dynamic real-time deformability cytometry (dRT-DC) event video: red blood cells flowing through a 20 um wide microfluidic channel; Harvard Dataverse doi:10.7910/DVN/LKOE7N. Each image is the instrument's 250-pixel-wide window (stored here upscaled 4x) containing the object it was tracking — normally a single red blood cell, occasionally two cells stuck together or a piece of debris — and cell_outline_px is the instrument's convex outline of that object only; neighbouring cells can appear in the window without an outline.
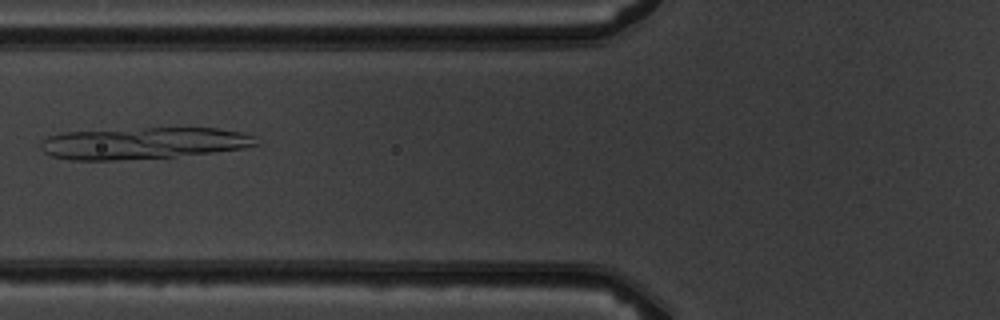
{"species": "common noctule bat (a hibernating species)", "species_latin": "Nyctalus noctula", "temperature_condition": "warm", "stored_images_in_passage": 4, "camera_frame_rate_fps": 3000, "um_per_image_px": 0.085, "animal": {"sex": "male", "body_mass_g": 19.5, "forearm_length_mm": 54.6}, "frame": {"image": 1, "passage_image": 4, "time_ms": 3.667, "image_size_px": [1000, 320], "cell_outline_px": [[260, 144], [244, 148], [212, 152], [172, 156], [116, 160], [72, 160], [52, 156], [44, 152], [40, 148], [40, 144], [48, 136], [64, 132], [144, 128], [216, 128], [244, 132], [252, 136]], "centroid_in_image_um": [12.17, 12.16], "position_along_channel_um": 113.6, "area_um2": 39.48}}